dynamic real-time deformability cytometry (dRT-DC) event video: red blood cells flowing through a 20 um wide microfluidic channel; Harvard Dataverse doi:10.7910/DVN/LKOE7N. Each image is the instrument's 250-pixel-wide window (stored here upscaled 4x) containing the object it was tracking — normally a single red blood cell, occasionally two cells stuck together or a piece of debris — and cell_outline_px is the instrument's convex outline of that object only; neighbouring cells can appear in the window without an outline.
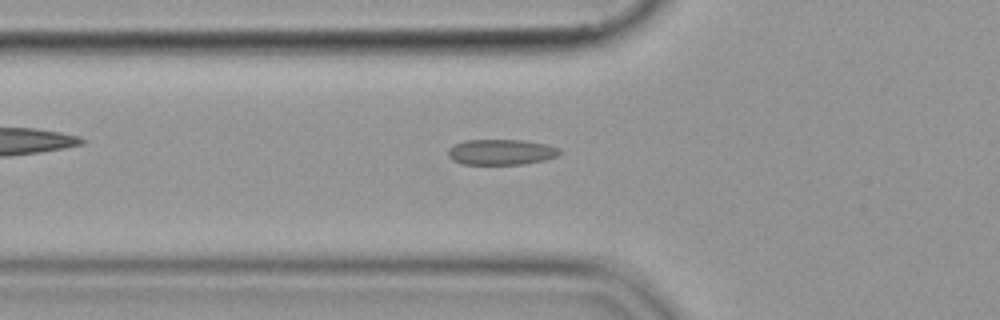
{"species": "common noctule bat (a hibernating species)", "species_latin": "Nyctalus noctula", "temperature_condition": "cold", "stored_images_in_passage": 42, "camera_frame_rate_fps": 3000, "um_per_image_px": 0.085, "animal": {"sex": "female", "body_mass_g": 19.9}, "frame": {"image": 1, "passage_image": 10, "time_ms": 3.0, "image_size_px": [1000, 320], "cell_outline_px": [[560, 152], [556, 156], [544, 160], [524, 164], [460, 164], [452, 160], [448, 156], [448, 148], [464, 140], [524, 140], [548, 144], [560, 148]], "centroid_in_image_um": [42.59, 12.92], "position_along_channel_um": 83.2, "area_um2": 16.7}}
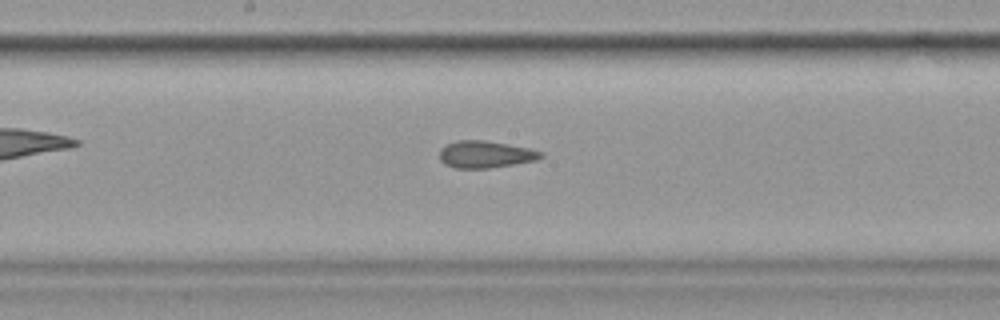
{"frame": {"image": 2, "passage_image": 20, "time_ms": 6.333, "image_size_px": [1000, 320], "cell_outline_px": [[544, 156], [536, 160], [488, 168], [456, 168], [444, 164], [440, 160], [440, 148], [456, 140], [484, 140], [508, 144], [528, 148], [544, 152]], "centroid_in_image_um": [41.25, 13.11], "position_along_channel_um": 206.9, "area_um2": 15.9}}
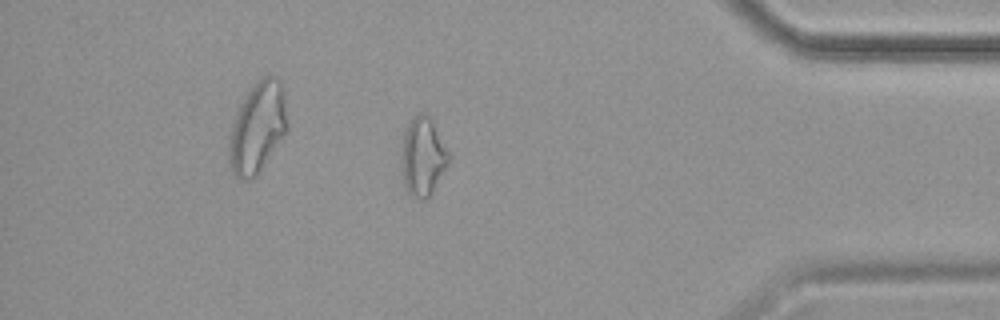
{"frame": {"image": 3, "passage_image": 38, "time_ms": 12.333, "image_size_px": [1000, 320], "cell_outline_px": [[448, 164], [432, 196], [424, 200], [412, 196], [408, 192], [404, 184], [400, 160], [404, 132], [408, 124], [420, 112], [424, 112], [432, 120], [448, 152]], "centroid_in_image_um": [35.93, 13.36], "position_along_channel_um": 399.3, "area_um2": 21.62}}